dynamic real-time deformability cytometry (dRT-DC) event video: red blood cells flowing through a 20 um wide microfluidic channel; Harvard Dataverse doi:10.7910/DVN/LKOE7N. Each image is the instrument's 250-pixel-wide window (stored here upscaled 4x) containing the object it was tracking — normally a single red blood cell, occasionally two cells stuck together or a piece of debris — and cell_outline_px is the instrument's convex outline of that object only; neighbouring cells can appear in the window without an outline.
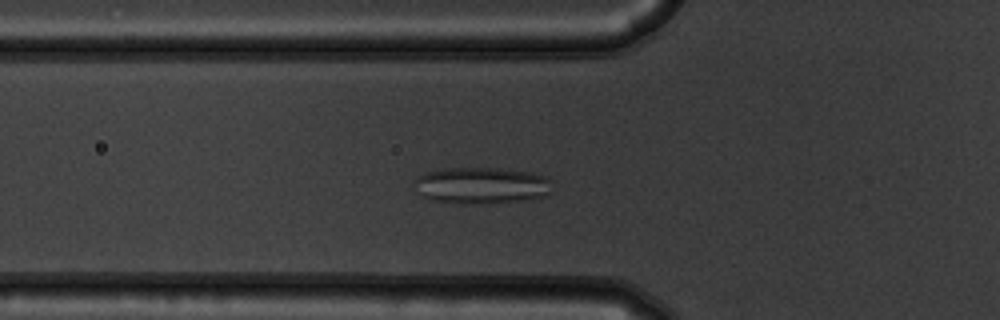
{"species": "common noctule bat (a hibernating species)", "species_latin": "Nyctalus noctula", "temperature_condition": "warm", "stored_images_in_passage": 53, "camera_frame_rate_fps": 3000, "um_per_image_px": 0.085, "animal": {"sex": "male", "body_mass_g": 19.5, "forearm_length_mm": 54.6}, "frame": {"image": 1, "passage_image": 18, "time_ms": 5.667, "image_size_px": [1000, 320], "cell_outline_px": [[552, 192], [548, 196], [528, 200], [492, 204], [460, 204], [428, 200], [416, 192], [416, 176], [424, 172], [440, 168], [496, 168], [532, 172], [548, 176], [552, 180]], "centroid_in_image_um": [40.97, 15.78], "position_along_channel_um": 84.8, "area_um2": 30.46}}
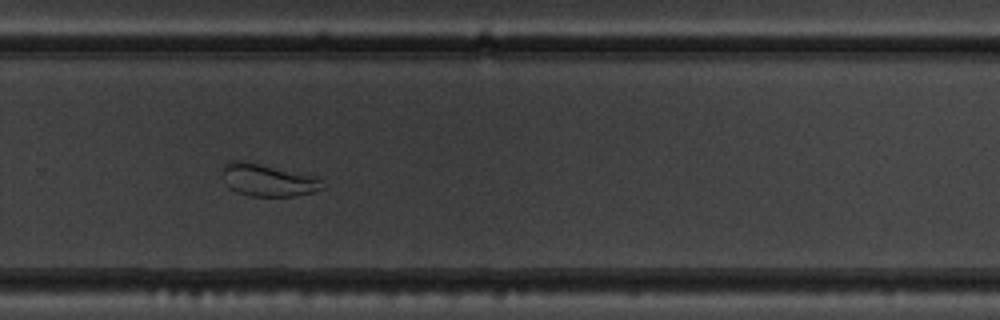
{"frame": {"image": 2, "passage_image": 36, "time_ms": 11.667, "image_size_px": [1000, 320], "cell_outline_px": [[324, 188], [312, 192], [296, 196], [248, 196], [236, 192], [228, 188], [220, 176], [220, 168], [228, 160], [244, 160], [316, 176], [320, 180]], "centroid_in_image_um": [22.66, 15.29], "position_along_channel_um": 307.1, "area_um2": 19.36}}
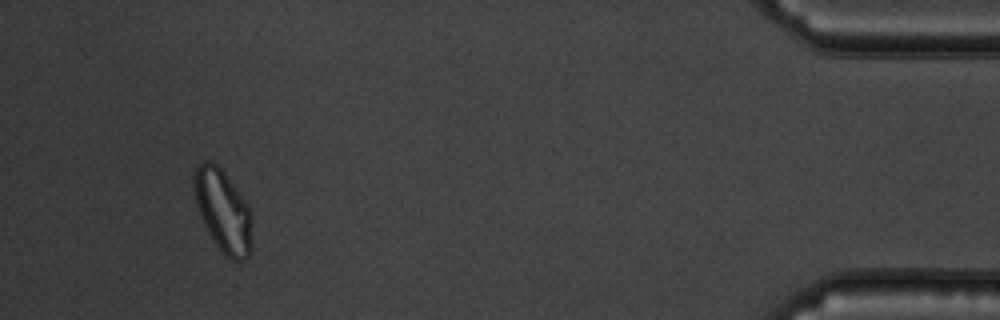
{"frame": {"image": 3, "passage_image": 50, "time_ms": 16.333, "image_size_px": [1000, 320], "cell_outline_px": [[252, 248], [248, 256], [244, 260], [232, 260], [224, 256], [212, 240], [200, 216], [196, 204], [192, 180], [192, 172], [196, 164], [204, 160], [208, 160], [216, 164], [224, 172], [248, 204], [252, 216]], "centroid_in_image_um": [18.94, 17.92], "position_along_channel_um": 416.3, "area_um2": 28.5}, "authors_computed_cell_mechanics": {"area_um2": 26.877, "velocity_mm_per_s": 3.6966, "shape_relaxation_time_tau1_ms": null, "shape_relaxation_time_tau2_ms": 1.0136, "deformation_change_tau1": null, "deformation_change_tau2": 0.0655}}